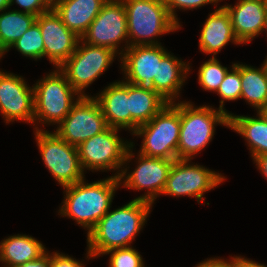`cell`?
I'll return each instance as SVG.
<instances>
[{
  "mask_svg": "<svg viewBox=\"0 0 267 267\" xmlns=\"http://www.w3.org/2000/svg\"><path fill=\"white\" fill-rule=\"evenodd\" d=\"M44 43V57L56 69L76 50L80 37L70 31L53 9L36 18Z\"/></svg>",
  "mask_w": 267,
  "mask_h": 267,
  "instance_id": "2e32d148",
  "label": "cell"
},
{
  "mask_svg": "<svg viewBox=\"0 0 267 267\" xmlns=\"http://www.w3.org/2000/svg\"><path fill=\"white\" fill-rule=\"evenodd\" d=\"M229 13L234 33L241 44L251 42L263 32L267 0H238L236 5H222Z\"/></svg>",
  "mask_w": 267,
  "mask_h": 267,
  "instance_id": "e0dca14e",
  "label": "cell"
},
{
  "mask_svg": "<svg viewBox=\"0 0 267 267\" xmlns=\"http://www.w3.org/2000/svg\"><path fill=\"white\" fill-rule=\"evenodd\" d=\"M107 0H55L52 9L62 23L78 37H82Z\"/></svg>",
  "mask_w": 267,
  "mask_h": 267,
  "instance_id": "ffe728a7",
  "label": "cell"
},
{
  "mask_svg": "<svg viewBox=\"0 0 267 267\" xmlns=\"http://www.w3.org/2000/svg\"><path fill=\"white\" fill-rule=\"evenodd\" d=\"M168 52L162 45L129 46L119 56L126 82L141 89L158 92L159 61Z\"/></svg>",
  "mask_w": 267,
  "mask_h": 267,
  "instance_id": "4fadbf2b",
  "label": "cell"
},
{
  "mask_svg": "<svg viewBox=\"0 0 267 267\" xmlns=\"http://www.w3.org/2000/svg\"><path fill=\"white\" fill-rule=\"evenodd\" d=\"M108 127L99 103L90 95L78 100L55 133L68 144L78 147Z\"/></svg>",
  "mask_w": 267,
  "mask_h": 267,
  "instance_id": "7c38bea8",
  "label": "cell"
},
{
  "mask_svg": "<svg viewBox=\"0 0 267 267\" xmlns=\"http://www.w3.org/2000/svg\"><path fill=\"white\" fill-rule=\"evenodd\" d=\"M241 99H245L250 106L261 112L267 106V75L264 66L240 64Z\"/></svg>",
  "mask_w": 267,
  "mask_h": 267,
  "instance_id": "d4e9b609",
  "label": "cell"
},
{
  "mask_svg": "<svg viewBox=\"0 0 267 267\" xmlns=\"http://www.w3.org/2000/svg\"><path fill=\"white\" fill-rule=\"evenodd\" d=\"M180 134L177 159H192L211 142L216 124L229 127L226 112L212 106H197L191 102H180Z\"/></svg>",
  "mask_w": 267,
  "mask_h": 267,
  "instance_id": "3957f363",
  "label": "cell"
},
{
  "mask_svg": "<svg viewBox=\"0 0 267 267\" xmlns=\"http://www.w3.org/2000/svg\"><path fill=\"white\" fill-rule=\"evenodd\" d=\"M229 42L241 44L233 30L227 10L221 6L208 15L199 37V49L215 57Z\"/></svg>",
  "mask_w": 267,
  "mask_h": 267,
  "instance_id": "d6986e66",
  "label": "cell"
},
{
  "mask_svg": "<svg viewBox=\"0 0 267 267\" xmlns=\"http://www.w3.org/2000/svg\"><path fill=\"white\" fill-rule=\"evenodd\" d=\"M263 31H265L266 34H267V12H266V15H265V23H264Z\"/></svg>",
  "mask_w": 267,
  "mask_h": 267,
  "instance_id": "f35d334b",
  "label": "cell"
},
{
  "mask_svg": "<svg viewBox=\"0 0 267 267\" xmlns=\"http://www.w3.org/2000/svg\"><path fill=\"white\" fill-rule=\"evenodd\" d=\"M253 161L257 165V169H259L262 175L267 179V154L256 156Z\"/></svg>",
  "mask_w": 267,
  "mask_h": 267,
  "instance_id": "8d00e7d4",
  "label": "cell"
},
{
  "mask_svg": "<svg viewBox=\"0 0 267 267\" xmlns=\"http://www.w3.org/2000/svg\"><path fill=\"white\" fill-rule=\"evenodd\" d=\"M17 49L22 55L31 59H42L44 57V43L39 24L35 21L25 33L16 40L11 48Z\"/></svg>",
  "mask_w": 267,
  "mask_h": 267,
  "instance_id": "4316f807",
  "label": "cell"
},
{
  "mask_svg": "<svg viewBox=\"0 0 267 267\" xmlns=\"http://www.w3.org/2000/svg\"><path fill=\"white\" fill-rule=\"evenodd\" d=\"M153 204L133 199L108 211L87 235L88 259L103 256L118 248L129 247L147 222Z\"/></svg>",
  "mask_w": 267,
  "mask_h": 267,
  "instance_id": "6da1fadb",
  "label": "cell"
},
{
  "mask_svg": "<svg viewBox=\"0 0 267 267\" xmlns=\"http://www.w3.org/2000/svg\"><path fill=\"white\" fill-rule=\"evenodd\" d=\"M233 267H267L256 261L250 260L242 256H233Z\"/></svg>",
  "mask_w": 267,
  "mask_h": 267,
  "instance_id": "d590c367",
  "label": "cell"
},
{
  "mask_svg": "<svg viewBox=\"0 0 267 267\" xmlns=\"http://www.w3.org/2000/svg\"><path fill=\"white\" fill-rule=\"evenodd\" d=\"M191 159H177L169 171L164 190L161 195L189 196L204 204L203 195L224 180L221 173L198 164H190Z\"/></svg>",
  "mask_w": 267,
  "mask_h": 267,
  "instance_id": "30bf717a",
  "label": "cell"
},
{
  "mask_svg": "<svg viewBox=\"0 0 267 267\" xmlns=\"http://www.w3.org/2000/svg\"><path fill=\"white\" fill-rule=\"evenodd\" d=\"M228 128L243 136L250 147L252 159L267 154V119L261 112L254 118L229 113Z\"/></svg>",
  "mask_w": 267,
  "mask_h": 267,
  "instance_id": "cb8c5ba5",
  "label": "cell"
},
{
  "mask_svg": "<svg viewBox=\"0 0 267 267\" xmlns=\"http://www.w3.org/2000/svg\"><path fill=\"white\" fill-rule=\"evenodd\" d=\"M116 56L109 48L91 45L80 39L74 53L58 69L82 97L89 96L84 90L108 69Z\"/></svg>",
  "mask_w": 267,
  "mask_h": 267,
  "instance_id": "9c48e42d",
  "label": "cell"
},
{
  "mask_svg": "<svg viewBox=\"0 0 267 267\" xmlns=\"http://www.w3.org/2000/svg\"><path fill=\"white\" fill-rule=\"evenodd\" d=\"M11 8L9 6V0H0V11Z\"/></svg>",
  "mask_w": 267,
  "mask_h": 267,
  "instance_id": "74e56055",
  "label": "cell"
},
{
  "mask_svg": "<svg viewBox=\"0 0 267 267\" xmlns=\"http://www.w3.org/2000/svg\"><path fill=\"white\" fill-rule=\"evenodd\" d=\"M34 128L42 160L58 184L64 188L85 179L77 147L68 144L55 132Z\"/></svg>",
  "mask_w": 267,
  "mask_h": 267,
  "instance_id": "ba28073f",
  "label": "cell"
},
{
  "mask_svg": "<svg viewBox=\"0 0 267 267\" xmlns=\"http://www.w3.org/2000/svg\"><path fill=\"white\" fill-rule=\"evenodd\" d=\"M189 65L190 63H184L170 52L159 61L158 93L168 103H174L180 97V89L190 71Z\"/></svg>",
  "mask_w": 267,
  "mask_h": 267,
  "instance_id": "7402d4cb",
  "label": "cell"
},
{
  "mask_svg": "<svg viewBox=\"0 0 267 267\" xmlns=\"http://www.w3.org/2000/svg\"><path fill=\"white\" fill-rule=\"evenodd\" d=\"M180 103H168L132 135L143 137L139 153L147 157L177 160L180 134Z\"/></svg>",
  "mask_w": 267,
  "mask_h": 267,
  "instance_id": "8992f818",
  "label": "cell"
},
{
  "mask_svg": "<svg viewBox=\"0 0 267 267\" xmlns=\"http://www.w3.org/2000/svg\"><path fill=\"white\" fill-rule=\"evenodd\" d=\"M0 112L6 124L25 121L34 124V92L22 76L0 69Z\"/></svg>",
  "mask_w": 267,
  "mask_h": 267,
  "instance_id": "9a60e30c",
  "label": "cell"
},
{
  "mask_svg": "<svg viewBox=\"0 0 267 267\" xmlns=\"http://www.w3.org/2000/svg\"><path fill=\"white\" fill-rule=\"evenodd\" d=\"M50 267H85L82 261L63 253L52 252L50 254Z\"/></svg>",
  "mask_w": 267,
  "mask_h": 267,
  "instance_id": "d6a6232c",
  "label": "cell"
},
{
  "mask_svg": "<svg viewBox=\"0 0 267 267\" xmlns=\"http://www.w3.org/2000/svg\"><path fill=\"white\" fill-rule=\"evenodd\" d=\"M241 89L240 63H233L217 90V94L221 97L219 109L226 112L228 116L229 112L224 108V101L241 99Z\"/></svg>",
  "mask_w": 267,
  "mask_h": 267,
  "instance_id": "f1b7e54d",
  "label": "cell"
},
{
  "mask_svg": "<svg viewBox=\"0 0 267 267\" xmlns=\"http://www.w3.org/2000/svg\"><path fill=\"white\" fill-rule=\"evenodd\" d=\"M109 267H145L140 253L132 246L110 250Z\"/></svg>",
  "mask_w": 267,
  "mask_h": 267,
  "instance_id": "f546056e",
  "label": "cell"
},
{
  "mask_svg": "<svg viewBox=\"0 0 267 267\" xmlns=\"http://www.w3.org/2000/svg\"><path fill=\"white\" fill-rule=\"evenodd\" d=\"M4 57V53L0 50V58Z\"/></svg>",
  "mask_w": 267,
  "mask_h": 267,
  "instance_id": "b9f144b4",
  "label": "cell"
},
{
  "mask_svg": "<svg viewBox=\"0 0 267 267\" xmlns=\"http://www.w3.org/2000/svg\"><path fill=\"white\" fill-rule=\"evenodd\" d=\"M220 1L222 0H164L170 16L179 26L181 25L179 23L177 13H176L177 9L192 10V9L200 8L206 4L213 3L215 5Z\"/></svg>",
  "mask_w": 267,
  "mask_h": 267,
  "instance_id": "4dcf8cb0",
  "label": "cell"
},
{
  "mask_svg": "<svg viewBox=\"0 0 267 267\" xmlns=\"http://www.w3.org/2000/svg\"><path fill=\"white\" fill-rule=\"evenodd\" d=\"M261 113L267 119V106L261 111Z\"/></svg>",
  "mask_w": 267,
  "mask_h": 267,
  "instance_id": "ab89813d",
  "label": "cell"
},
{
  "mask_svg": "<svg viewBox=\"0 0 267 267\" xmlns=\"http://www.w3.org/2000/svg\"><path fill=\"white\" fill-rule=\"evenodd\" d=\"M16 267H50V253L46 251L38 259L26 262Z\"/></svg>",
  "mask_w": 267,
  "mask_h": 267,
  "instance_id": "e575fe53",
  "label": "cell"
},
{
  "mask_svg": "<svg viewBox=\"0 0 267 267\" xmlns=\"http://www.w3.org/2000/svg\"><path fill=\"white\" fill-rule=\"evenodd\" d=\"M6 10L0 11V50L4 54L32 26L37 18L33 14L22 11Z\"/></svg>",
  "mask_w": 267,
  "mask_h": 267,
  "instance_id": "484cf974",
  "label": "cell"
},
{
  "mask_svg": "<svg viewBox=\"0 0 267 267\" xmlns=\"http://www.w3.org/2000/svg\"><path fill=\"white\" fill-rule=\"evenodd\" d=\"M130 105V131L149 122L168 102L158 93L141 89L138 85L128 83Z\"/></svg>",
  "mask_w": 267,
  "mask_h": 267,
  "instance_id": "603a6c76",
  "label": "cell"
},
{
  "mask_svg": "<svg viewBox=\"0 0 267 267\" xmlns=\"http://www.w3.org/2000/svg\"><path fill=\"white\" fill-rule=\"evenodd\" d=\"M137 159L136 164L138 165L132 172H128L126 166L121 170L118 176L119 183H123L122 187L133 190L147 189V192L135 199L153 204L155 199L162 194L169 171L175 160L147 157L140 153H138Z\"/></svg>",
  "mask_w": 267,
  "mask_h": 267,
  "instance_id": "5bb4252c",
  "label": "cell"
},
{
  "mask_svg": "<svg viewBox=\"0 0 267 267\" xmlns=\"http://www.w3.org/2000/svg\"><path fill=\"white\" fill-rule=\"evenodd\" d=\"M122 2L127 14L129 46L161 45L158 36L181 28L170 16L164 0Z\"/></svg>",
  "mask_w": 267,
  "mask_h": 267,
  "instance_id": "277c9868",
  "label": "cell"
},
{
  "mask_svg": "<svg viewBox=\"0 0 267 267\" xmlns=\"http://www.w3.org/2000/svg\"><path fill=\"white\" fill-rule=\"evenodd\" d=\"M119 130L108 127L77 147L81 167L84 171L86 169L90 171L118 170L113 175L118 178L122 166L128 164L126 162H130L134 156L132 153L134 142L127 140L124 142L117 134Z\"/></svg>",
  "mask_w": 267,
  "mask_h": 267,
  "instance_id": "52a82bcc",
  "label": "cell"
},
{
  "mask_svg": "<svg viewBox=\"0 0 267 267\" xmlns=\"http://www.w3.org/2000/svg\"><path fill=\"white\" fill-rule=\"evenodd\" d=\"M46 250L44 245L32 236H9L0 242V262L4 267H16L38 259Z\"/></svg>",
  "mask_w": 267,
  "mask_h": 267,
  "instance_id": "44dd1931",
  "label": "cell"
},
{
  "mask_svg": "<svg viewBox=\"0 0 267 267\" xmlns=\"http://www.w3.org/2000/svg\"><path fill=\"white\" fill-rule=\"evenodd\" d=\"M228 71L227 67L212 56L199 67L198 83L205 91L217 92Z\"/></svg>",
  "mask_w": 267,
  "mask_h": 267,
  "instance_id": "83f0119b",
  "label": "cell"
},
{
  "mask_svg": "<svg viewBox=\"0 0 267 267\" xmlns=\"http://www.w3.org/2000/svg\"><path fill=\"white\" fill-rule=\"evenodd\" d=\"M195 267H233V257L229 259V261L224 258H210L207 260L202 261L201 263L197 264Z\"/></svg>",
  "mask_w": 267,
  "mask_h": 267,
  "instance_id": "836d02e7",
  "label": "cell"
},
{
  "mask_svg": "<svg viewBox=\"0 0 267 267\" xmlns=\"http://www.w3.org/2000/svg\"><path fill=\"white\" fill-rule=\"evenodd\" d=\"M93 97L100 105L107 125L112 128L130 131V105L128 82L121 80L105 87Z\"/></svg>",
  "mask_w": 267,
  "mask_h": 267,
  "instance_id": "ac0fdd59",
  "label": "cell"
},
{
  "mask_svg": "<svg viewBox=\"0 0 267 267\" xmlns=\"http://www.w3.org/2000/svg\"><path fill=\"white\" fill-rule=\"evenodd\" d=\"M14 3L23 8V10L18 9L17 11L33 14L37 17L52 9L50 0H9V6H12Z\"/></svg>",
  "mask_w": 267,
  "mask_h": 267,
  "instance_id": "1f68e13d",
  "label": "cell"
},
{
  "mask_svg": "<svg viewBox=\"0 0 267 267\" xmlns=\"http://www.w3.org/2000/svg\"><path fill=\"white\" fill-rule=\"evenodd\" d=\"M81 40L109 48L121 56L129 47L127 14L122 0H107ZM123 41L126 42L124 49L118 50Z\"/></svg>",
  "mask_w": 267,
  "mask_h": 267,
  "instance_id": "8fae6325",
  "label": "cell"
},
{
  "mask_svg": "<svg viewBox=\"0 0 267 267\" xmlns=\"http://www.w3.org/2000/svg\"><path fill=\"white\" fill-rule=\"evenodd\" d=\"M263 66H264V69H265V72H266V75H267V56H266V59L263 62Z\"/></svg>",
  "mask_w": 267,
  "mask_h": 267,
  "instance_id": "60d3db41",
  "label": "cell"
},
{
  "mask_svg": "<svg viewBox=\"0 0 267 267\" xmlns=\"http://www.w3.org/2000/svg\"><path fill=\"white\" fill-rule=\"evenodd\" d=\"M33 85L35 125L41 122L58 126L82 97L58 68Z\"/></svg>",
  "mask_w": 267,
  "mask_h": 267,
  "instance_id": "5b68a950",
  "label": "cell"
},
{
  "mask_svg": "<svg viewBox=\"0 0 267 267\" xmlns=\"http://www.w3.org/2000/svg\"><path fill=\"white\" fill-rule=\"evenodd\" d=\"M84 180L64 187V201L58 213L75 220L77 224L87 229L88 235L110 210L115 191L121 184L115 176L92 183Z\"/></svg>",
  "mask_w": 267,
  "mask_h": 267,
  "instance_id": "7a4b0ae2",
  "label": "cell"
}]
</instances>
